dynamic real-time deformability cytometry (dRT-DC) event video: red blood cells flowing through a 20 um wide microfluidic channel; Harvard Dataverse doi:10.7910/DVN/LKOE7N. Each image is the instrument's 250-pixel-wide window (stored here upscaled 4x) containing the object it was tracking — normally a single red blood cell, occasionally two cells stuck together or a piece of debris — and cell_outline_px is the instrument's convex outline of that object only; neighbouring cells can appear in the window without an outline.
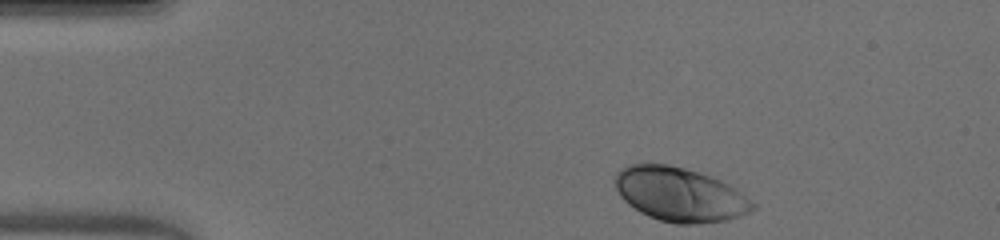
{"species": "human", "species_latin": "Homo sapiens", "temperature_condition": "warm", "stored_images_in_passage": 43, "camera_frame_rate_fps": 3000, "um_per_image_px": 0.085, "donor": {"sex": "male"}, "frame": {"image": 1, "passage_image": 1, "time_ms": 0.0, "image_size_px": [1000, 240], "cell_outline_px": [[756, 208], [748, 212], [728, 220], [700, 224], [676, 224], [660, 220], [648, 216], [640, 212], [628, 204], [620, 196], [616, 188], [616, 172], [620, 168], [628, 164], [668, 164], [684, 168], [720, 180], [736, 188], [756, 204]], "centroid_in_image_um": [57.78, 16.54], "position_along_channel_um": 27.2, "area_um2": 43.23}}
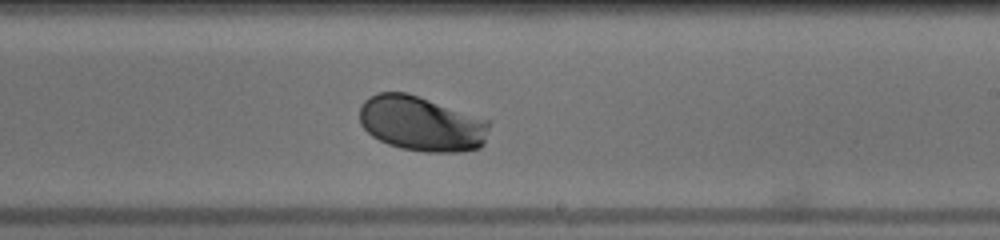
{"frame": {"image": 2, "passage_image": 23, "time_ms": 7.333, "image_size_px": [1000, 240], "cell_outline_px": [[488, 128], [484, 144], [480, 148], [460, 152], [424, 152], [400, 148], [388, 144], [372, 136], [360, 124], [360, 104], [368, 96], [376, 92], [408, 92], [488, 120]], "centroid_in_image_um": [35.78, 10.51], "position_along_channel_um": 253.2, "area_um2": 41.73}}
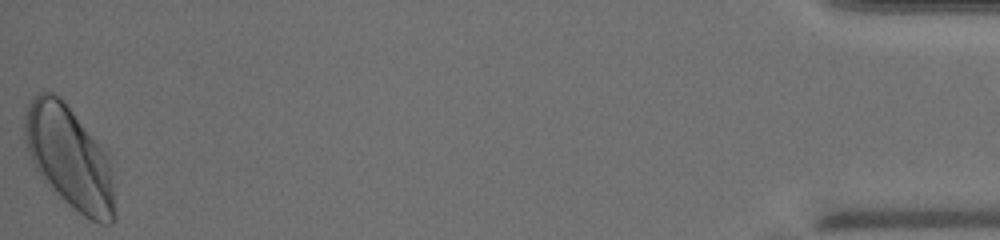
{"frame": {"image": 3, "passage_image": 43, "time_ms": 14.0, "image_size_px": [1000, 240], "cell_outline_px": [[116, 220], [112, 224], [100, 224], [84, 216], [68, 204], [40, 176], [28, 152], [24, 140], [24, 116], [28, 100], [40, 92], [56, 92], [60, 96], [108, 156], [116, 212]], "centroid_in_image_um": [5.88, 13.39], "position_along_channel_um": 429.3, "area_um2": 53.29}, "authors_computed_cell_mechanics": {"area_um2": 41.5582, "velocity_mm_per_s": 4.0487, "shape_relaxation_time_tau1_ms": 1.796, "shape_relaxation_time_tau2_ms": null, "deformation_change_tau1": 0.1268, "deformation_change_tau2": null}}